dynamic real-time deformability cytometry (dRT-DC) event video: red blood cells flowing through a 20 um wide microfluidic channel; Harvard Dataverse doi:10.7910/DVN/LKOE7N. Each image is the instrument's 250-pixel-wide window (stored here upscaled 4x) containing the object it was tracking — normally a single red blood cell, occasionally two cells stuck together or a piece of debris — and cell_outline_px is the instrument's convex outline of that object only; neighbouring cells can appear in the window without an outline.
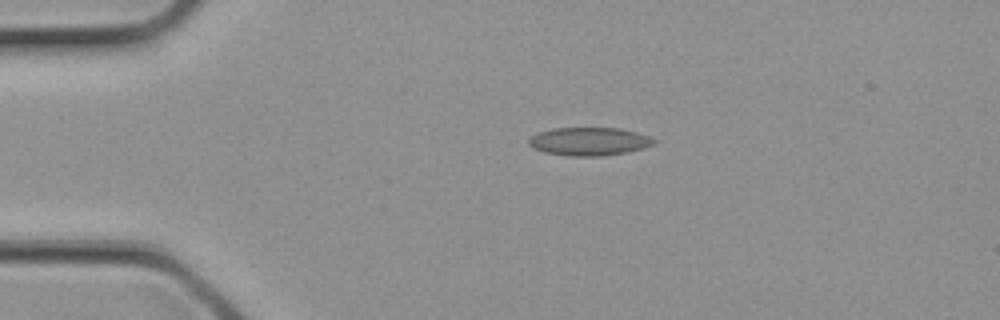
{"species": "common noctule bat (a hibernating species)", "species_latin": "Nyctalus noctula", "temperature_condition": "cold", "stored_images_in_passage": 1, "camera_frame_rate_fps": 3000, "um_per_image_px": 0.085, "animal": {"sex": "female", "body_mass_g": 21.9}, "frame": {"image": 1, "passage_image": 1, "time_ms": 0.0, "image_size_px": [1000, 320], "cell_outline_px": [[656, 140], [652, 144], [644, 148], [628, 152], [600, 156], [568, 156], [544, 152], [532, 148], [528, 144], [528, 140], [536, 132], [552, 128], [620, 128], [636, 132], [648, 136]], "centroid_in_image_um": [50.03, 12.02], "position_along_channel_um": 35.0, "area_um2": 20.63}}